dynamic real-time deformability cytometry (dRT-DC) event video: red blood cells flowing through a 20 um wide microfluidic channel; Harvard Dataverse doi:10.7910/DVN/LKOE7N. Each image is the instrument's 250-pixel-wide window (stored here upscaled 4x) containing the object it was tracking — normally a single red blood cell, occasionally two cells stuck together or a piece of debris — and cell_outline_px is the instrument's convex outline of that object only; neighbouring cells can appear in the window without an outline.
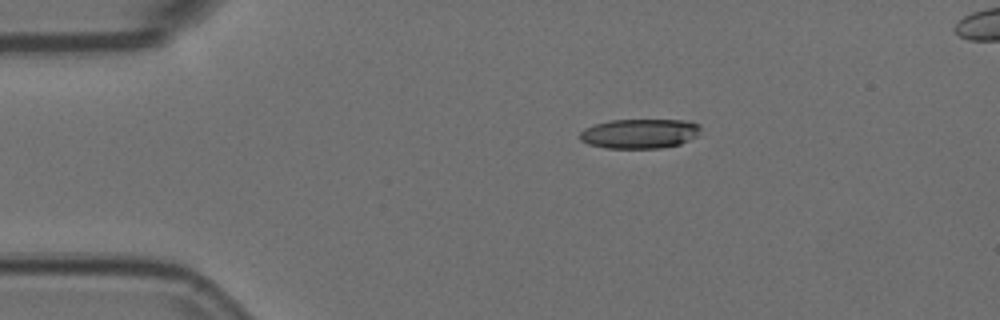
{"species": "Egyptian fruit bat (a non-hibernating species)", "species_latin": "Rousettus aegyptiacus", "temperature_condition": "room temperature", "stored_images_in_passage": 4, "camera_frame_rate_fps": 3000, "um_per_image_px": 0.085, "animal": {"sex": "female"}, "frame": {"image": 1, "passage_image": 1, "time_ms": 0.0, "image_size_px": [1000, 320], "cell_outline_px": [[700, 128], [696, 136], [680, 144], [660, 148], [604, 148], [588, 144], [580, 140], [580, 132], [584, 128], [608, 120], [684, 120], [700, 124]], "centroid_in_image_um": [54.34, 11.35], "position_along_channel_um": 30.7, "area_um2": 20.81}}
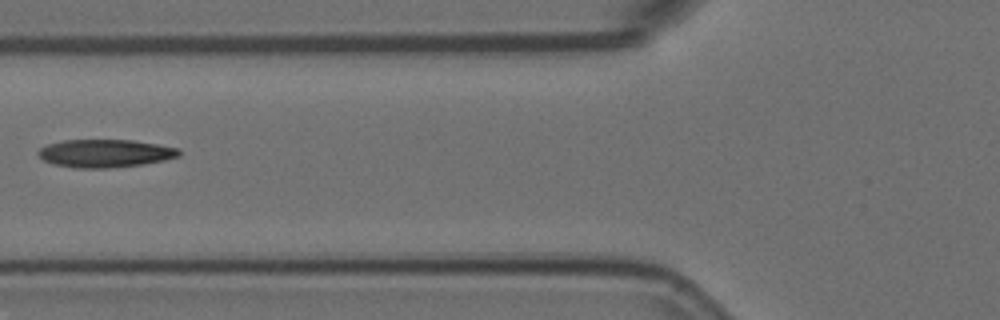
{"frame": {"image": 2, "passage_image": 4, "time_ms": 1.0, "image_size_px": [1000, 320], "cell_outline_px": [[180, 156], [164, 160], [140, 164], [112, 168], [76, 168], [52, 164], [44, 160], [36, 152], [40, 148], [48, 144], [64, 140], [132, 140], [180, 148]], "centroid_in_image_um": [8.93, 13.03], "position_along_channel_um": 116.9, "area_um2": 22.89}}